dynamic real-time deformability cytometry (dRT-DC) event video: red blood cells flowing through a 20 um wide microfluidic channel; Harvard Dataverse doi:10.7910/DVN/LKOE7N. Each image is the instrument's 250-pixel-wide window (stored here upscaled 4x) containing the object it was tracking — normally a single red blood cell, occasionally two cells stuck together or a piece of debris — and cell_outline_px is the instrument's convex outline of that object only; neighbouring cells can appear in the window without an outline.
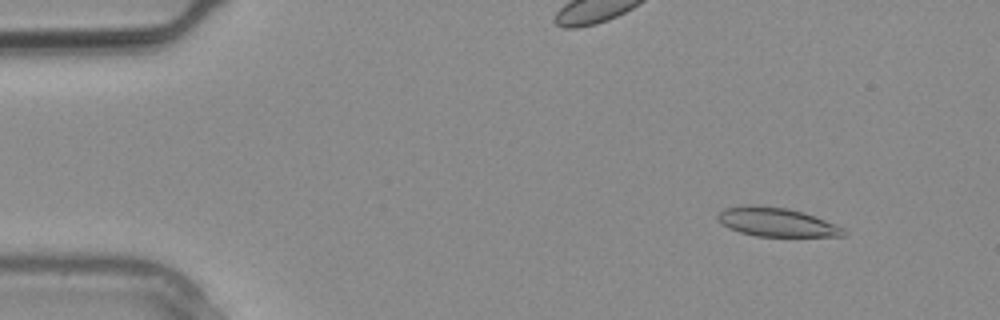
{"species": "common noctule bat (a hibernating species)", "species_latin": "Nyctalus noctula", "temperature_condition": "warm", "stored_images_in_passage": 7, "camera_frame_rate_fps": 3000, "um_per_image_px": 0.085, "animal": {"sex": "male", "body_mass_g": 20.4}, "frame": {"image": 1, "passage_image": 2, "time_ms": 0.333, "image_size_px": [1000, 320], "cell_outline_px": [[848, 232], [844, 236], [756, 236], [740, 232], [728, 228], [716, 216], [724, 208], [752, 204], [756, 204], [788, 208], [804, 212], [844, 228]], "centroid_in_image_um": [66.01, 18.87], "position_along_channel_um": 19.0, "area_um2": 21.1}}